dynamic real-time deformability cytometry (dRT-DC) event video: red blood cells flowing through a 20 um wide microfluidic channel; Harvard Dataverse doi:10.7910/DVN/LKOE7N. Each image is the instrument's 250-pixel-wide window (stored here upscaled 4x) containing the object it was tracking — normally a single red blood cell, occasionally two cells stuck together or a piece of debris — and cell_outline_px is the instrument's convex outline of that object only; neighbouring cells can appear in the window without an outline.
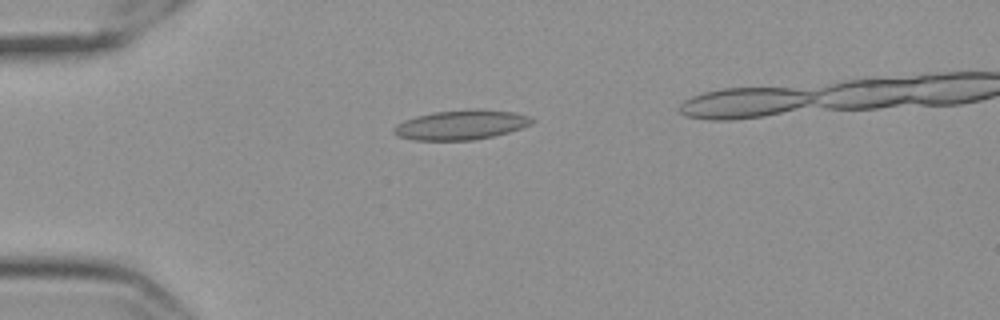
{"species": "Egyptian fruit bat (a non-hibernating species)", "species_latin": "Rousettus aegyptiacus", "temperature_condition": "cold", "stored_images_in_passage": 40, "camera_frame_rate_fps": 3000, "um_per_image_px": 0.085, "frame": {"image": 1, "passage_image": 3, "time_ms": 0.667, "image_size_px": [1000, 320], "cell_outline_px": [[536, 120], [532, 124], [508, 132], [492, 136], [472, 140], [412, 140], [396, 136], [392, 132], [392, 128], [396, 124], [404, 120], [416, 116], [432, 112], [476, 108], [480, 108], [512, 112], [528, 116]], "centroid_in_image_um": [39.15, 10.6], "position_along_channel_um": 45.9, "area_um2": 24.04}}
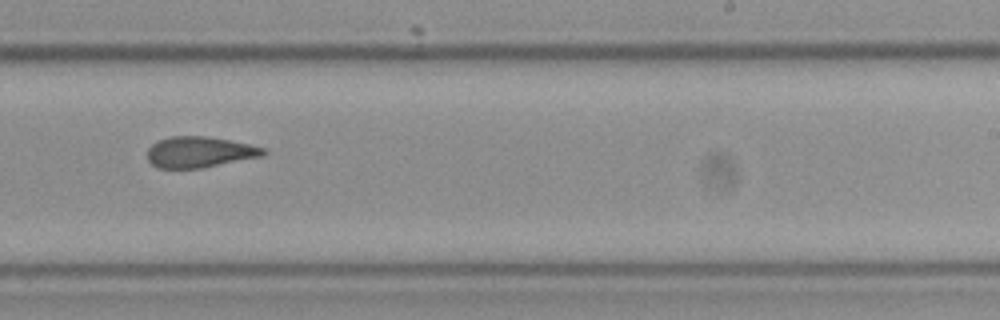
{"frame": {"image": 2, "passage_image": 24, "time_ms": 7.667, "image_size_px": [1000, 320], "cell_outline_px": [[268, 152], [264, 156], [200, 168], [156, 168], [148, 160], [148, 148], [152, 144], [160, 140], [172, 136], [204, 136], [228, 140], [248, 144], [264, 148]], "centroid_in_image_um": [16.96, 12.93], "position_along_channel_um": 272.0, "area_um2": 20.75}}
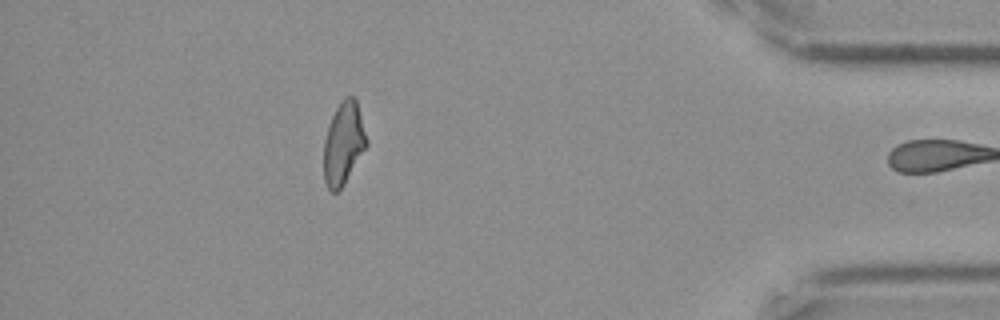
{"frame": {"image": 3, "passage_image": 39, "time_ms": 12.667, "image_size_px": [1000, 320], "cell_outline_px": [[368, 144], [344, 184], [336, 192], [332, 192], [328, 188], [324, 180], [324, 140], [332, 116], [336, 108], [344, 96], [352, 96], [356, 100], [368, 140]], "centroid_in_image_um": [29.2, 12.18], "position_along_channel_um": 406.0, "area_um2": 20.35}, "authors_computed_cell_mechanics": {"area_um2": 21.386, "velocity_mm_per_s": 3.5395, "shape_relaxation_time_tau1_ms": null, "shape_relaxation_time_tau2_ms": 4.342, "deformation_change_tau1": null, "deformation_change_tau2": 0.1187}}